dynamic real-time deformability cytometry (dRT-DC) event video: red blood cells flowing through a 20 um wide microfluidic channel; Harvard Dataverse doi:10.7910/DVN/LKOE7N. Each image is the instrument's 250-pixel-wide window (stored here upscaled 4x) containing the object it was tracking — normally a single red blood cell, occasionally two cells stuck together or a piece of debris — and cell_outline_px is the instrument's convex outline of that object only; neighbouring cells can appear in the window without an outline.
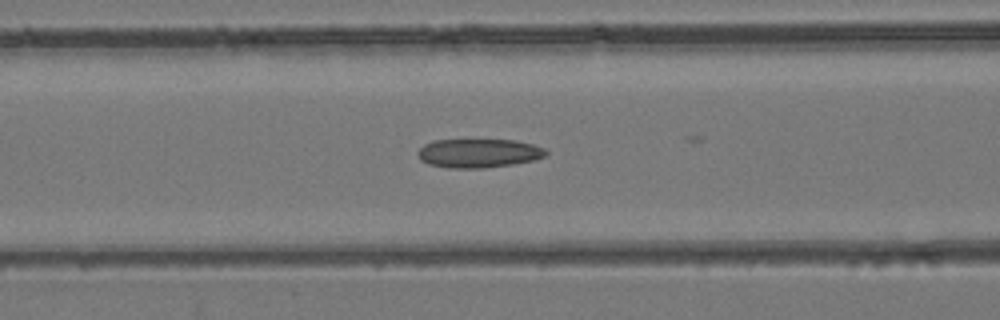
{"species": "common noctule bat (a hibernating species)", "species_latin": "Nyctalus noctula", "temperature_condition": "room temperature", "stored_images_in_passage": 22, "camera_frame_rate_fps": 3000, "um_per_image_px": 0.085, "animal": {"sex": "female", "body_mass_g": 24.6, "forearm_length_mm": 56.2}, "frame": {"image": 1, "passage_image": 9, "time_ms": 2.667, "image_size_px": [1000, 320], "cell_outline_px": [[548, 152], [544, 156], [536, 160], [512, 164], [484, 168], [448, 168], [428, 164], [420, 160], [416, 152], [424, 144], [432, 140], [516, 140], [532, 144], [544, 148]], "centroid_in_image_um": [40.66, 13.02], "position_along_channel_um": 125.9, "area_um2": 21.68}}
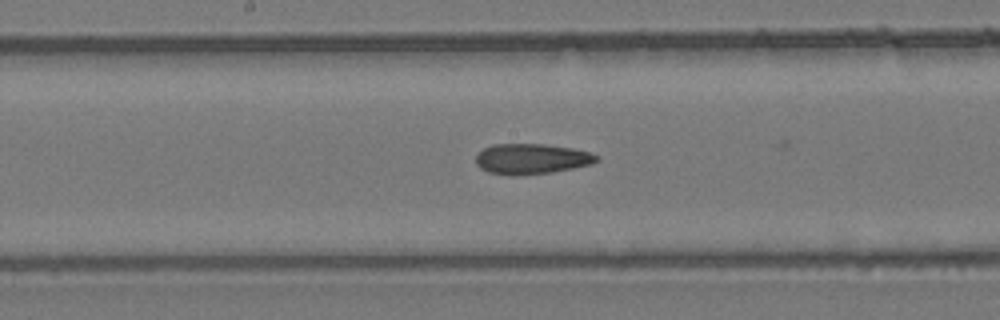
{"frame": {"image": 2, "passage_image": 14, "time_ms": 4.333, "image_size_px": [1000, 320], "cell_outline_px": [[600, 160], [592, 164], [552, 172], [516, 176], [488, 172], [480, 168], [476, 164], [476, 156], [484, 148], [492, 144], [544, 144], [572, 148], [592, 152], [600, 156]], "centroid_in_image_um": [45.21, 13.5], "position_along_channel_um": 203.0, "area_um2": 21.56}}
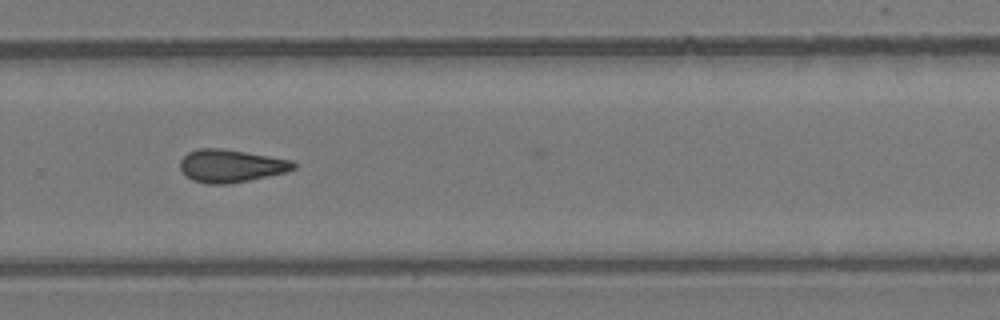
{"frame": {"image": 3, "passage_image": 21, "time_ms": 6.667, "image_size_px": [1000, 320], "cell_outline_px": [[296, 168], [284, 172], [248, 180], [228, 184], [208, 184], [192, 180], [180, 168], [180, 160], [188, 152], [196, 148], [220, 148], [292, 160], [296, 164]], "centroid_in_image_um": [19.6, 14.09], "position_along_channel_um": 310.2, "area_um2": 21.39}}